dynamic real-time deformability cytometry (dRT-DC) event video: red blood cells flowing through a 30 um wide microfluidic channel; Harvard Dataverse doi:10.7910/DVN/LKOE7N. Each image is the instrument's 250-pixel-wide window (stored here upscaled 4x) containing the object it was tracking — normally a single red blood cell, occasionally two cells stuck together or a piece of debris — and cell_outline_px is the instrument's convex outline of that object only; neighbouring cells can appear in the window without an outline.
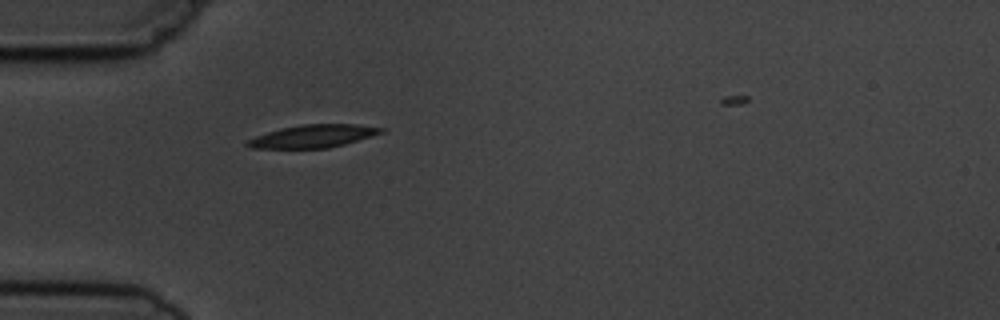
{"species": "common noctule bat (a hibernating species)", "species_latin": "Nyctalus noctula", "temperature_condition": "cold", "stored_images_in_passage": 1, "camera_frame_rate_fps": 3000, "um_per_image_px": 0.085, "animal": {"sex": "male", "body_mass_g": 19.5, "forearm_length_mm": 54.6}, "frame": {"image": 1, "passage_image": 1, "time_ms": 0.0, "image_size_px": [1000, 320], "cell_outline_px": [[384, 132], [344, 144], [328, 148], [248, 148], [244, 144], [248, 140], [256, 136], [280, 128], [304, 124], [356, 124], [384, 128]], "centroid_in_image_um": [26.59, 11.57], "position_along_channel_um": 58.4, "area_um2": 17.63}}